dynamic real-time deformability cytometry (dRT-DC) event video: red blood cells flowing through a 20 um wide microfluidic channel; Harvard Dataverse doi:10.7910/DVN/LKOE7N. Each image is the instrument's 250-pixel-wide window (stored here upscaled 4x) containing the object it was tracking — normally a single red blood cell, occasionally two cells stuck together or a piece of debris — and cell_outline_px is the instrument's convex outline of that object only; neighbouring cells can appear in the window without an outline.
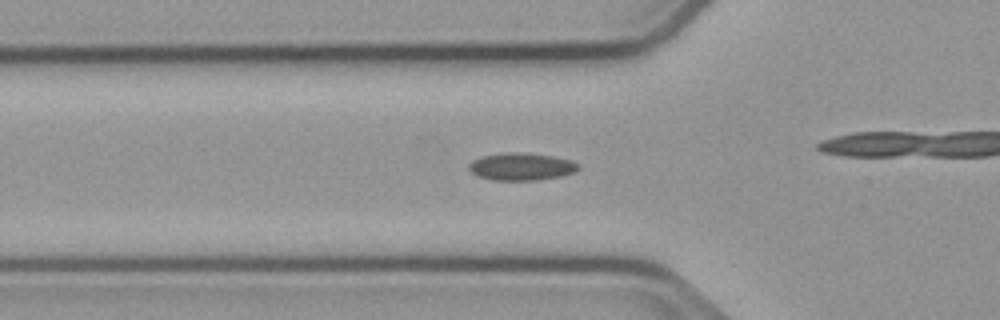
{"species": "common noctule bat (a hibernating species)", "species_latin": "Nyctalus noctula", "temperature_condition": "cold", "stored_images_in_passage": 43, "camera_frame_rate_fps": 3000, "um_per_image_px": 0.085, "animal": {"sex": "male", "body_mass_g": 23.1, "forearm_length_mm": 52.7}, "frame": {"image": 1, "passage_image": 18, "time_ms": 5.667, "image_size_px": [1000, 320], "cell_outline_px": [[580, 168], [576, 172], [560, 176], [536, 180], [492, 180], [476, 176], [468, 168], [468, 164], [472, 160], [484, 156], [504, 152], [516, 152], [552, 156], [568, 160], [580, 164]], "centroid_in_image_um": [44.29, 14.17], "position_along_channel_um": 81.5, "area_um2": 17.46}}
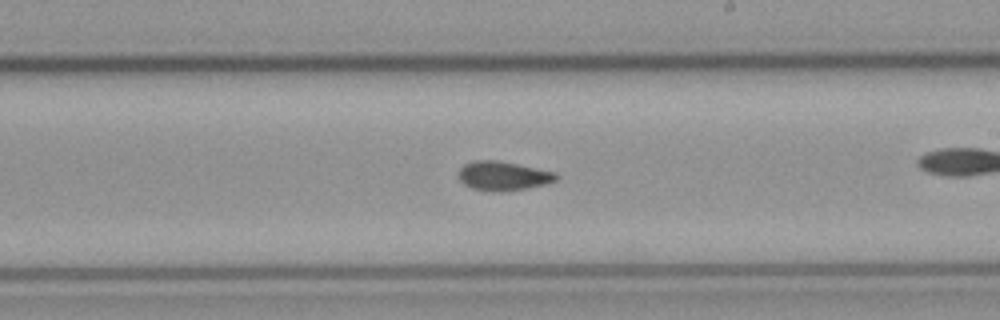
{"frame": {"image": 2, "passage_image": 31, "time_ms": 10.0, "image_size_px": [1000, 320], "cell_outline_px": [[560, 176], [556, 180], [548, 184], [528, 188], [500, 192], [492, 192], [472, 188], [464, 184], [460, 180], [460, 168], [464, 164], [476, 160], [496, 160], [556, 172]], "centroid_in_image_um": [42.8, 14.96], "position_along_channel_um": 246.2, "area_um2": 16.59}}
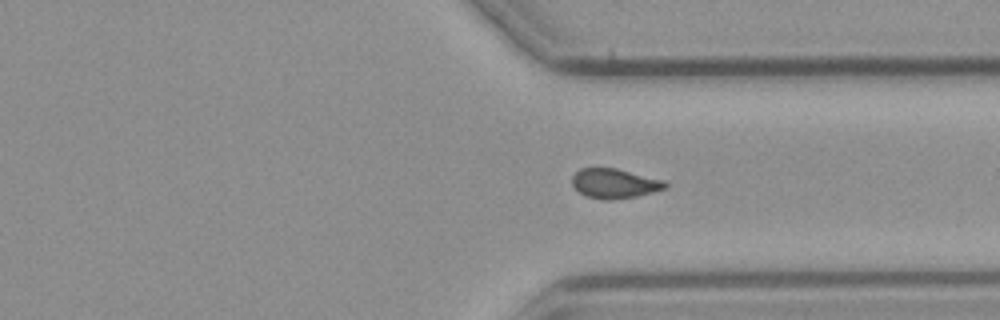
{"frame": {"image": 3, "passage_image": 40, "time_ms": 13.0, "image_size_px": [1000, 320], "cell_outline_px": [[668, 188], [636, 196], [608, 200], [604, 200], [584, 196], [572, 184], [572, 176], [580, 168], [616, 168], [664, 180], [668, 184]], "centroid_in_image_um": [52.24, 15.59], "position_along_channel_um": 359.2, "area_um2": 16.07}}